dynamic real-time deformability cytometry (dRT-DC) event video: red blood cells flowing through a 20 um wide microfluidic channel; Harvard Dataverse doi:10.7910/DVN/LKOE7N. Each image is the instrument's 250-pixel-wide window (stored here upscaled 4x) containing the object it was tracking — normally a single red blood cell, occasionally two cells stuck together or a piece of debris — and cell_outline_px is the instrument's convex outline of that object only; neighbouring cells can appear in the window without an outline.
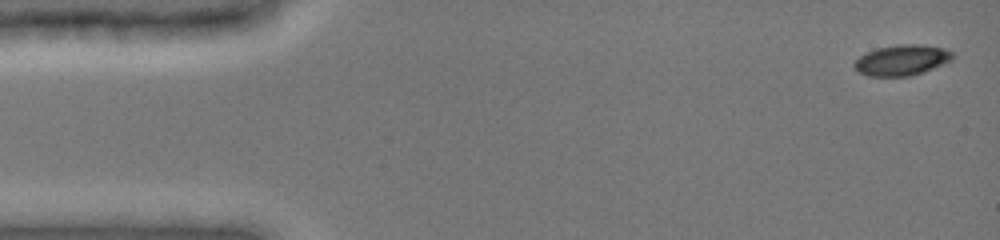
{"species": "common noctule bat (a hibernating species)", "species_latin": "Nyctalus noctula", "temperature_condition": "cold", "stored_images_in_passage": 7, "camera_frame_rate_fps": 3000, "um_per_image_px": 0.085, "animal": {"sex": "female", "body_mass_g": 19.0, "forearm_length_mm": 51.5}, "frame": {"image": 1, "passage_image": 1, "time_ms": 0.0, "image_size_px": [1000, 240], "cell_outline_px": [[956, 56], [952, 60], [944, 64], [924, 72], [908, 76], [868, 76], [860, 72], [852, 64], [860, 56], [876, 48], [900, 44], [916, 44], [944, 48], [952, 52]], "centroid_in_image_um": [76.69, 5.11], "position_along_channel_um": 8.3, "area_um2": 17.51}}
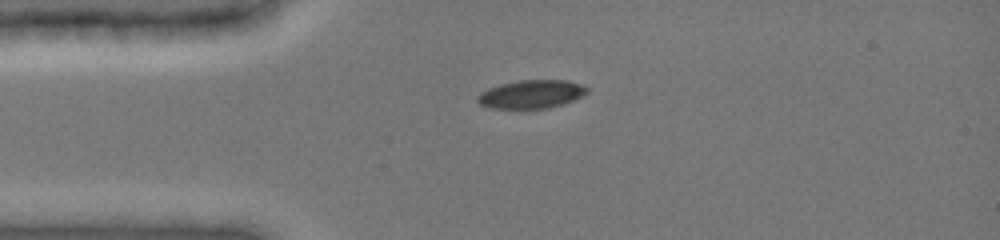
{"frame": {"image": 2, "passage_image": 5, "time_ms": 3.333, "image_size_px": [1000, 240], "cell_outline_px": [[588, 92], [572, 100], [548, 108], [488, 108], [480, 104], [476, 100], [476, 96], [480, 92], [488, 88], [500, 84], [520, 80], [568, 80], [580, 84], [588, 88]], "centroid_in_image_um": [45.11, 8.0], "position_along_channel_um": 39.9, "area_um2": 17.98}}